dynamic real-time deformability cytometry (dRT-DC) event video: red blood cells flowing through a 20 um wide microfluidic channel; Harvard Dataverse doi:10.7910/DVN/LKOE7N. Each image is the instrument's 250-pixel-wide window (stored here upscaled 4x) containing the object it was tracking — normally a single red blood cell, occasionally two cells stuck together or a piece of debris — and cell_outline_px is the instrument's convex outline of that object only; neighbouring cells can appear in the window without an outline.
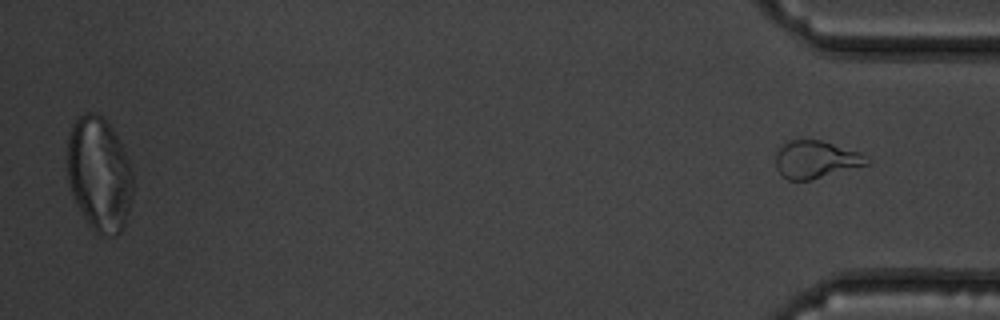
{"species": "common noctule bat (a hibernating species)", "species_latin": "Nyctalus noctula", "temperature_condition": "warm", "stored_images_in_passage": 41, "segment_of_instrument_passage": [2, 2], "camera_frame_rate_fps": 3000, "um_per_image_px": 0.085, "animal": {"sex": "male", "body_mass_g": 19.5, "forearm_length_mm": 54.6}, "frame": {"image": 1, "passage_image": 41, "time_ms": 13.333, "image_size_px": [1000, 320], "cell_outline_px": [[872, 160], [868, 164], [812, 180], [788, 180], [776, 168], [776, 152], [788, 140], [820, 140], [860, 152]], "centroid_in_image_um": [69.36, 13.56], "position_along_channel_um": 365.8, "area_um2": 19.83}}